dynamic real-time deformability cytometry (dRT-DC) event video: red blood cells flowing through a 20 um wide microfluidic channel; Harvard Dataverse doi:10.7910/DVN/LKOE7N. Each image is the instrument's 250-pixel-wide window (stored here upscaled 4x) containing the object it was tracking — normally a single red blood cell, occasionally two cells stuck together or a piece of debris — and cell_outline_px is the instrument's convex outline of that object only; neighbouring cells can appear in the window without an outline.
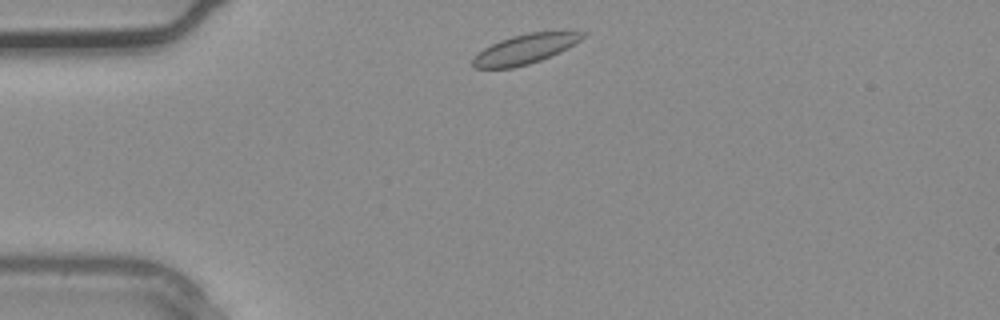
{"species": "common noctule bat (a hibernating species)", "species_latin": "Nyctalus noctula", "temperature_condition": "warm", "stored_images_in_passage": 1, "camera_frame_rate_fps": 3000, "um_per_image_px": 0.085, "animal": {"sex": "male", "body_mass_g": 20.4}, "frame": {"image": 1, "passage_image": 1, "time_ms": 0.0, "image_size_px": [1000, 320], "cell_outline_px": [[584, 36], [580, 40], [560, 52], [540, 60], [528, 64], [512, 68], [476, 68], [472, 64], [472, 60], [484, 48], [500, 40], [512, 36], [528, 32], [568, 28], [584, 32]], "centroid_in_image_um": [44.73, 4.11], "position_along_channel_um": 40.3, "area_um2": 19.31}}